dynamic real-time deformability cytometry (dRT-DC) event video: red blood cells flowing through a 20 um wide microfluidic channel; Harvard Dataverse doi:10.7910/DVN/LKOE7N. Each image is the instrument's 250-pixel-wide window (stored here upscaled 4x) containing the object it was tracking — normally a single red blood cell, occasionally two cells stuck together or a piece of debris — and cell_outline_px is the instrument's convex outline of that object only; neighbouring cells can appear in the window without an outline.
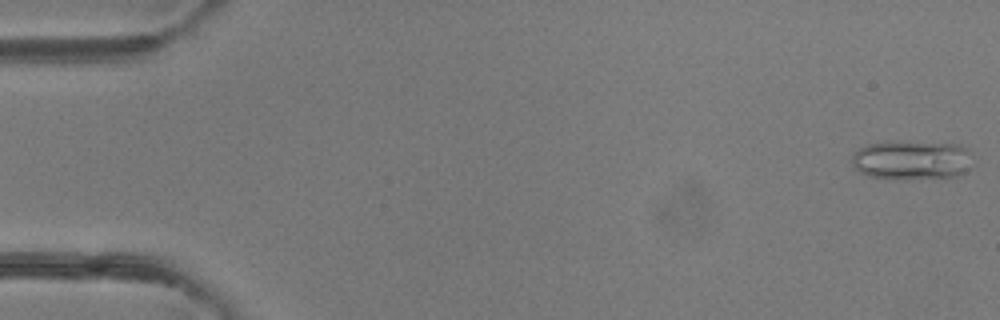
{"species": "common noctule bat (a hibernating species)", "species_latin": "Nyctalus noctula", "temperature_condition": "room temperature", "stored_images_in_passage": 48, "camera_frame_rate_fps": 3000, "um_per_image_px": 0.085, "animal": {"sex": "female"}, "frame": {"image": 1, "passage_image": 1, "time_ms": 0.0, "image_size_px": [1000, 320], "cell_outline_px": [[972, 168], [956, 176], [900, 180], [868, 176], [860, 172], [852, 164], [852, 152], [868, 144], [888, 140], [900, 140], [960, 144], [968, 148]], "centroid_in_image_um": [77.49, 13.58], "position_along_channel_um": 7.5, "area_um2": 28.5}}
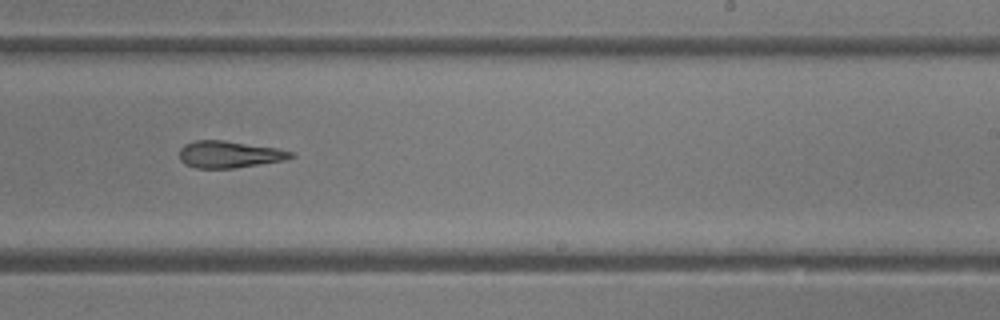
{"frame": {"image": 2, "passage_image": 30, "time_ms": 9.667, "image_size_px": [1000, 320], "cell_outline_px": [[296, 156], [284, 160], [236, 168], [196, 168], [184, 164], [180, 160], [180, 148], [184, 144], [196, 140], [224, 140], [276, 148], [296, 152]], "centroid_in_image_um": [19.5, 13.12], "position_along_channel_um": 269.5, "area_um2": 17.57}}
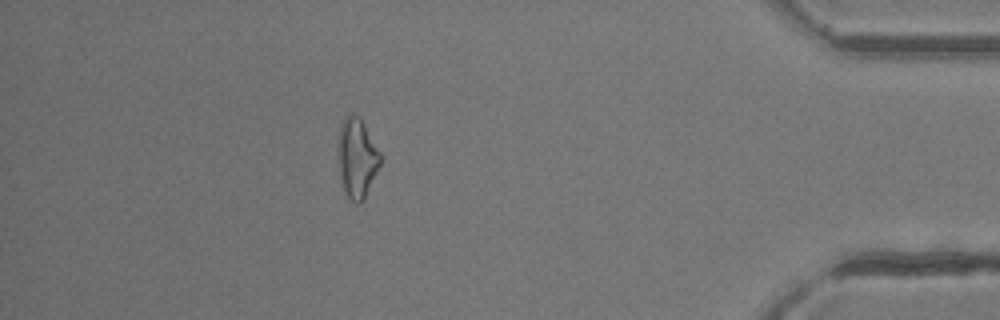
{"frame": {"image": 3, "passage_image": 43, "time_ms": 14.0, "image_size_px": [1000, 320], "cell_outline_px": [[384, 156], [364, 200], [360, 204], [356, 204], [344, 192], [340, 180], [340, 128], [344, 116], [360, 116]], "centroid_in_image_um": [30.41, 13.46], "position_along_channel_um": 404.8, "area_um2": 19.48}, "authors_computed_cell_mechanics": {"area_um2": 18.785, "velocity_mm_per_s": 4.2447, "shape_relaxation_time_tau1_ms": null, "shape_relaxation_time_tau2_ms": 7.3717, "deformation_change_tau1": null, "deformation_change_tau2": 0.2141}}